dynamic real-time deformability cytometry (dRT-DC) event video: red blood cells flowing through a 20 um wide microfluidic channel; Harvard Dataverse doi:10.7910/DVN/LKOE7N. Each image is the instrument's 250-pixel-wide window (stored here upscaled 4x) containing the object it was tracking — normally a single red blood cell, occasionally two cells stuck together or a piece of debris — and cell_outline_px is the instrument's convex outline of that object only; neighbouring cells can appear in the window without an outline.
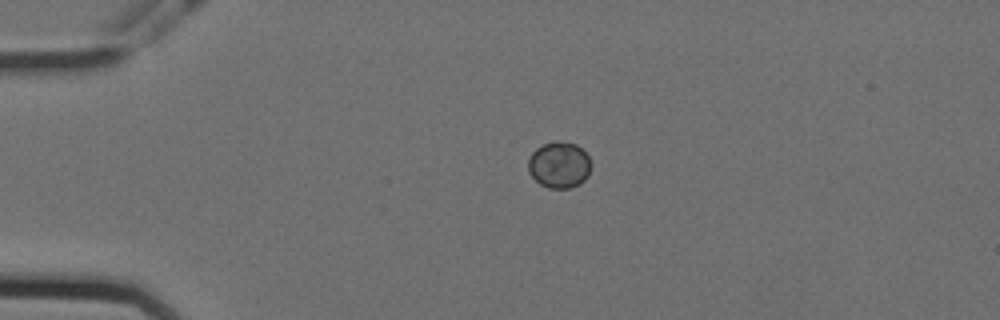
{"species": "Egyptian fruit bat (a non-hibernating species)", "species_latin": "Rousettus aegyptiacus", "temperature_condition": "cold", "stored_images_in_passage": 45, "camera_frame_rate_fps": 3000, "um_per_image_px": 0.085, "animal": {"sex": "female"}, "frame": {"image": 1, "passage_image": 1, "time_ms": 0.0, "image_size_px": [1000, 320], "cell_outline_px": [[592, 164], [588, 176], [580, 184], [568, 188], [548, 188], [540, 184], [528, 172], [528, 160], [532, 152], [536, 148], [544, 144], [556, 140], [576, 144], [588, 156]], "centroid_in_image_um": [47.53, 14.02], "position_along_channel_um": 37.5, "area_um2": 17.05}}
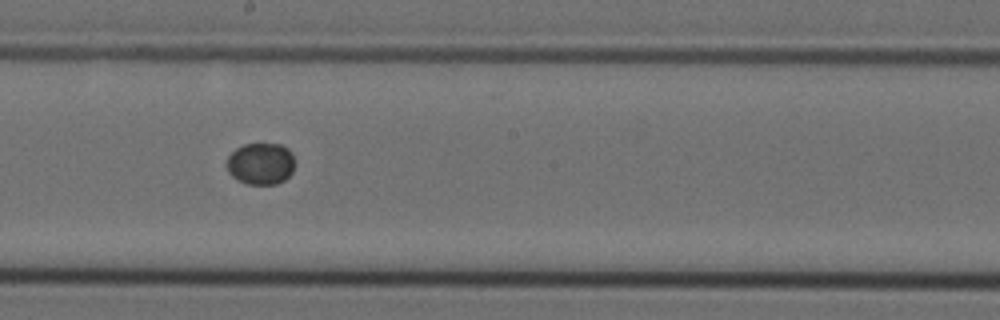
{"frame": {"image": 2, "passage_image": 20, "time_ms": 6.333, "image_size_px": [1000, 320], "cell_outline_px": [[292, 172], [284, 180], [276, 184], [248, 184], [236, 180], [228, 172], [224, 164], [228, 156], [236, 148], [244, 144], [280, 144], [288, 148], [292, 152]], "centroid_in_image_um": [22.1, 13.91], "position_along_channel_um": 226.1, "area_um2": 16.65}}
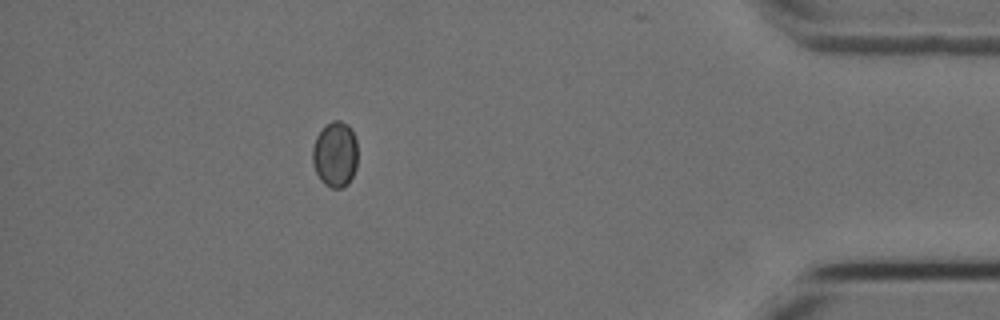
{"frame": {"image": 3, "passage_image": 39, "time_ms": 12.667, "image_size_px": [1000, 320], "cell_outline_px": [[356, 168], [348, 184], [340, 188], [332, 188], [324, 184], [320, 180], [312, 164], [312, 148], [316, 136], [332, 120], [340, 120], [348, 124], [356, 140]], "centroid_in_image_um": [28.47, 13.13], "position_along_channel_um": 406.7, "area_um2": 17.22}}